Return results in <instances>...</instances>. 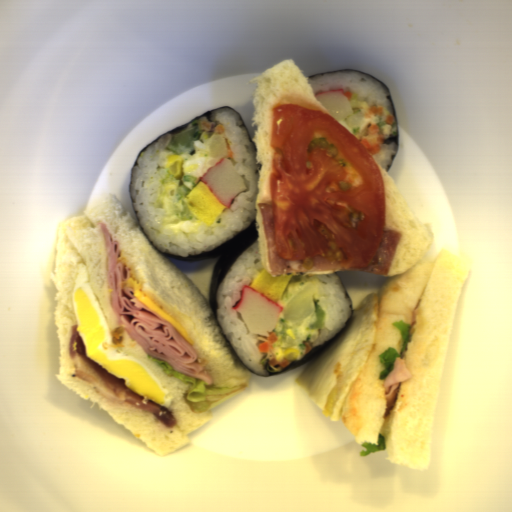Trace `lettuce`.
Instances as JSON below:
<instances>
[{
  "mask_svg": "<svg viewBox=\"0 0 512 512\" xmlns=\"http://www.w3.org/2000/svg\"><path fill=\"white\" fill-rule=\"evenodd\" d=\"M147 357L157 363L166 375H173L178 380L188 383L187 388L183 391L182 397L190 410L196 413H206L210 409L211 403L219 401L226 395L247 385L243 383L238 386H217L214 384H207L200 378L191 377L185 373L175 370L169 363L153 357L148 352Z\"/></svg>",
  "mask_w": 512,
  "mask_h": 512,
  "instance_id": "lettuce-2",
  "label": "lettuce"
},
{
  "mask_svg": "<svg viewBox=\"0 0 512 512\" xmlns=\"http://www.w3.org/2000/svg\"><path fill=\"white\" fill-rule=\"evenodd\" d=\"M378 445L370 440H364L361 444L365 446V451L360 452L361 456H367L373 452L387 450L385 436L382 432H377Z\"/></svg>",
  "mask_w": 512,
  "mask_h": 512,
  "instance_id": "lettuce-4",
  "label": "lettuce"
},
{
  "mask_svg": "<svg viewBox=\"0 0 512 512\" xmlns=\"http://www.w3.org/2000/svg\"><path fill=\"white\" fill-rule=\"evenodd\" d=\"M392 325L398 328L401 338L402 345L401 351L398 352L393 346L386 348L381 354H378L377 358L385 367L381 370L378 379H385L388 377L395 369L396 359L402 358L404 359L405 354L407 352L408 343L411 340V325L407 324L402 320L392 321Z\"/></svg>",
  "mask_w": 512,
  "mask_h": 512,
  "instance_id": "lettuce-3",
  "label": "lettuce"
},
{
  "mask_svg": "<svg viewBox=\"0 0 512 512\" xmlns=\"http://www.w3.org/2000/svg\"><path fill=\"white\" fill-rule=\"evenodd\" d=\"M378 320L379 293L373 291L355 309L346 333L295 379L331 421H340L351 384L375 343Z\"/></svg>",
  "mask_w": 512,
  "mask_h": 512,
  "instance_id": "lettuce-1",
  "label": "lettuce"
}]
</instances>
